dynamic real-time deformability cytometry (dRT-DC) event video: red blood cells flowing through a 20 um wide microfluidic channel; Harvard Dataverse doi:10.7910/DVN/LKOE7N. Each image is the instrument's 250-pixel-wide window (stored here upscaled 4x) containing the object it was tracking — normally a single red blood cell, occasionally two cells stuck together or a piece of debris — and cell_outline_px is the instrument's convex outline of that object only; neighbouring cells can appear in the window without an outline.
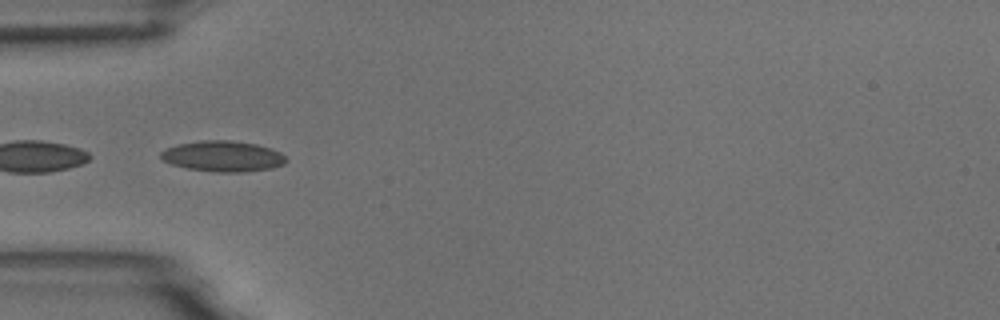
{"species": "common noctule bat (a hibernating species)", "species_latin": "Nyctalus noctula", "temperature_condition": "room temperature", "stored_images_in_passage": 7, "camera_frame_rate_fps": 3000, "um_per_image_px": 0.085, "animal": {"sex": "male", "body_mass_g": 18.8}, "frame": {"image": 1, "passage_image": 5, "time_ms": 4.333, "image_size_px": [1000, 320], "cell_outline_px": [[288, 160], [284, 164], [272, 168], [244, 172], [216, 172], [188, 168], [172, 164], [164, 160], [160, 156], [160, 152], [176, 144], [200, 140], [232, 140], [256, 144], [272, 148], [280, 152]], "centroid_in_image_um": [18.97, 13.27], "position_along_channel_um": 66.0, "area_um2": 22.48}}